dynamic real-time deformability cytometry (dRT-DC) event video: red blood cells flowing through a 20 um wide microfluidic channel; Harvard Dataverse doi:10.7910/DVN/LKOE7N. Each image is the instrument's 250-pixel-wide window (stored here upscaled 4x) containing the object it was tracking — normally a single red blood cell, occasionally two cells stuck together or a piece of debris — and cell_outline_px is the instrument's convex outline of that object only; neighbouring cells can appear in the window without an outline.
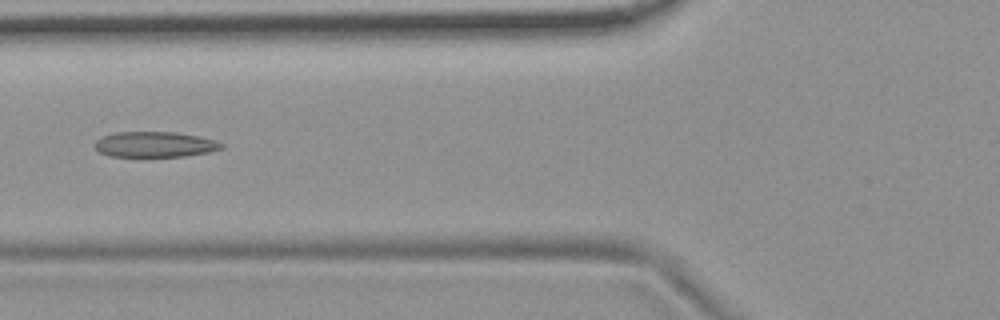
{"species": "common noctule bat (a hibernating species)", "species_latin": "Nyctalus noctula", "temperature_condition": "room temperature", "stored_images_in_passage": 10, "camera_frame_rate_fps": 3000, "um_per_image_px": 0.085, "animal": {"sex": "female", "body_mass_g": 19.9}, "frame": {"image": 1, "passage_image": 5, "time_ms": 1.333, "image_size_px": [1000, 320], "cell_outline_px": [[224, 148], [208, 152], [184, 156], [108, 156], [100, 152], [96, 148], [96, 140], [104, 136], [116, 132], [176, 132], [196, 136], [212, 140], [224, 144]], "centroid_in_image_um": [13.16, 12.27], "position_along_channel_um": 112.6, "area_um2": 18.5}}
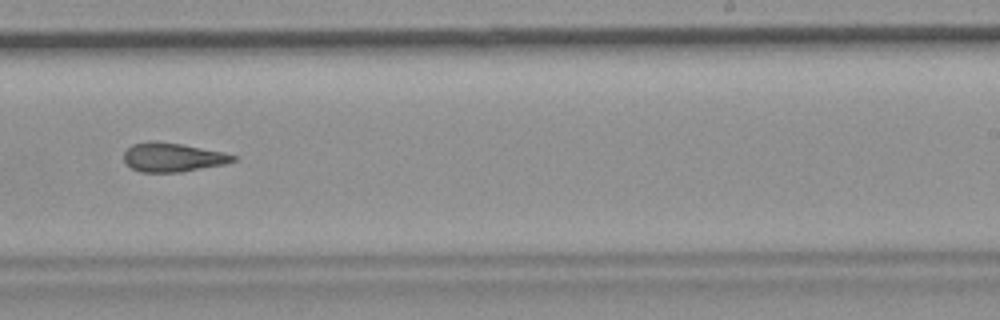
{"frame": {"image": 2, "passage_image": 9, "time_ms": 2.667, "image_size_px": [1000, 320], "cell_outline_px": [[236, 160], [224, 164], [180, 172], [140, 172], [132, 168], [124, 160], [124, 152], [132, 144], [152, 140], [180, 144], [224, 152], [236, 156]], "centroid_in_image_um": [14.66, 13.37], "position_along_channel_um": 274.3, "area_um2": 18.26}}
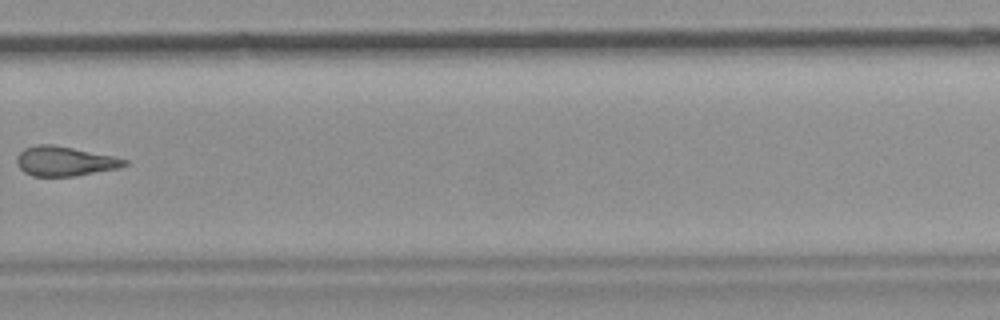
{"frame": {"image": 3, "passage_image": 10, "time_ms": 3.0, "image_size_px": [1000, 320], "cell_outline_px": [[128, 164], [116, 168], [76, 176], [32, 176], [24, 172], [16, 164], [16, 156], [24, 148], [36, 144], [52, 144], [112, 156], [128, 160]], "centroid_in_image_um": [5.44, 13.7], "position_along_channel_um": 324.4, "area_um2": 18.44}}